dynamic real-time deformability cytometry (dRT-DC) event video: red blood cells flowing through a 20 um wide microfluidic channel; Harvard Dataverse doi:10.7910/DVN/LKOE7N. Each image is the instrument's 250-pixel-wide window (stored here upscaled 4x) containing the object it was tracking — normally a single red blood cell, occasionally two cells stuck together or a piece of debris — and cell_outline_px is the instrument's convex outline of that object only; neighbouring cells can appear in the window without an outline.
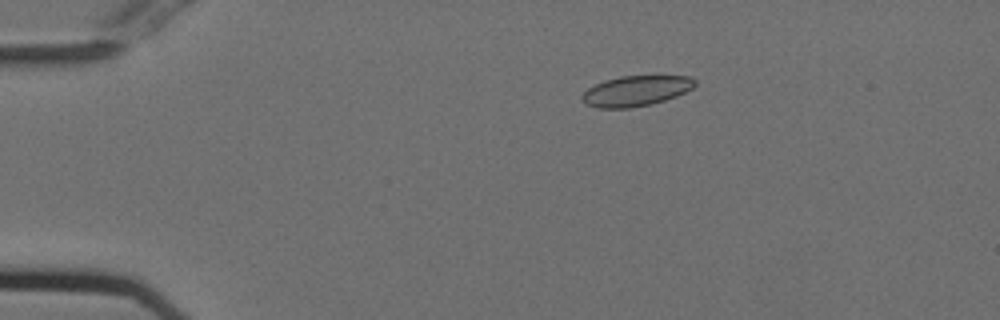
{"species": "Egyptian fruit bat (a non-hibernating species)", "species_latin": "Rousettus aegyptiacus", "temperature_condition": "cold", "stored_images_in_passage": 47, "camera_frame_rate_fps": 3000, "um_per_image_px": 0.085, "animal": {"sex": "female"}, "frame": {"image": 1, "passage_image": 3, "time_ms": 0.667, "image_size_px": [1000, 320], "cell_outline_px": [[696, 84], [692, 88], [676, 96], [652, 104], [628, 108], [596, 108], [584, 104], [580, 100], [580, 96], [588, 88], [604, 80], [620, 76], [692, 76], [696, 80]], "centroid_in_image_um": [54.02, 7.73], "position_along_channel_um": 31.0, "area_um2": 20.11}}
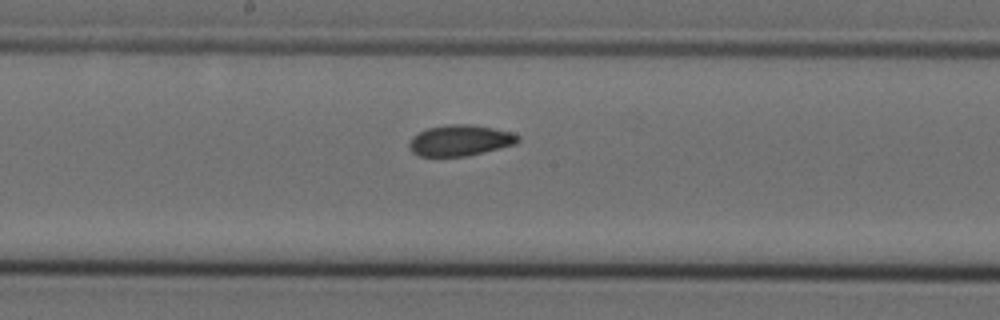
{"frame": {"image": 2, "passage_image": 22, "time_ms": 7.0, "image_size_px": [1000, 320], "cell_outline_px": [[520, 140], [516, 144], [468, 156], [420, 156], [412, 152], [408, 148], [408, 144], [412, 136], [428, 128], [452, 124], [472, 124], [512, 132], [520, 136]], "centroid_in_image_um": [39.11, 11.94], "position_along_channel_um": 209.1, "area_um2": 19.65}}
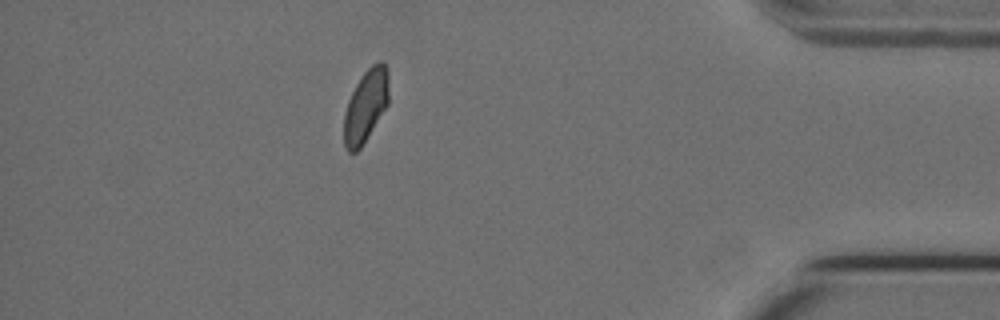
{"frame": {"image": 3, "passage_image": 41, "time_ms": 13.333, "image_size_px": [1000, 320], "cell_outline_px": [[388, 104], [360, 148], [356, 152], [348, 152], [344, 144], [344, 112], [348, 100], [356, 84], [364, 72], [372, 64], [380, 60], [388, 68]], "centroid_in_image_um": [31.08, 8.98], "position_along_channel_um": 404.1, "area_um2": 18.79}, "authors_computed_cell_mechanics": {"area_um2": 19.7676, "velocity_mm_per_s": 3.72, "shape_relaxation_time_tau1_ms": null, "shape_relaxation_time_tau2_ms": 1.9617, "deformation_change_tau1": null, "deformation_change_tau2": 0.0577}}